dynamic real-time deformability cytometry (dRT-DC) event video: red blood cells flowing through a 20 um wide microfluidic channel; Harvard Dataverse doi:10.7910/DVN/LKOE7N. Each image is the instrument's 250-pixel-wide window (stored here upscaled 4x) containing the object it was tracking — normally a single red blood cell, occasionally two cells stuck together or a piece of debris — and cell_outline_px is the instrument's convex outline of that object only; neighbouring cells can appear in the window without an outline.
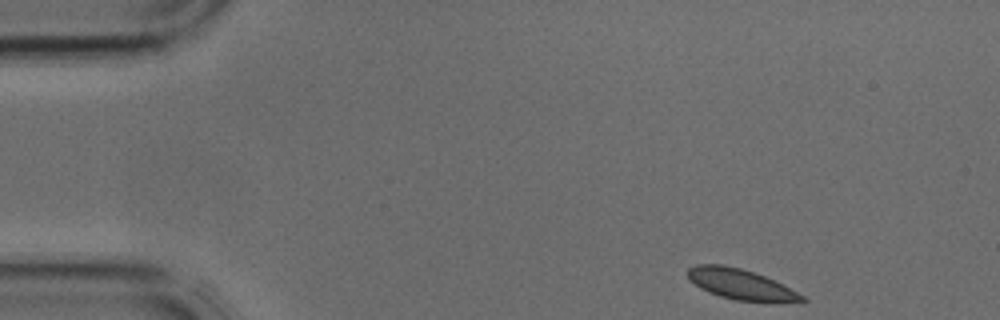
{"species": "common noctule bat (a hibernating species)", "species_latin": "Nyctalus noctula", "temperature_condition": "cold", "stored_images_in_passage": 38, "camera_frame_rate_fps": 3000, "um_per_image_px": 0.085, "animal": {"sex": "male", "body_mass_g": 17.9, "forearm_length_mm": 54.2}, "frame": {"image": 1, "passage_image": 1, "time_ms": 0.0, "image_size_px": [1000, 320], "cell_outline_px": [[808, 300], [736, 300], [720, 296], [708, 292], [700, 288], [688, 280], [688, 268], [696, 264], [724, 264], [740, 268], [764, 276], [804, 296]], "centroid_in_image_um": [62.8, 24.11], "position_along_channel_um": 22.2, "area_um2": 19.42}}
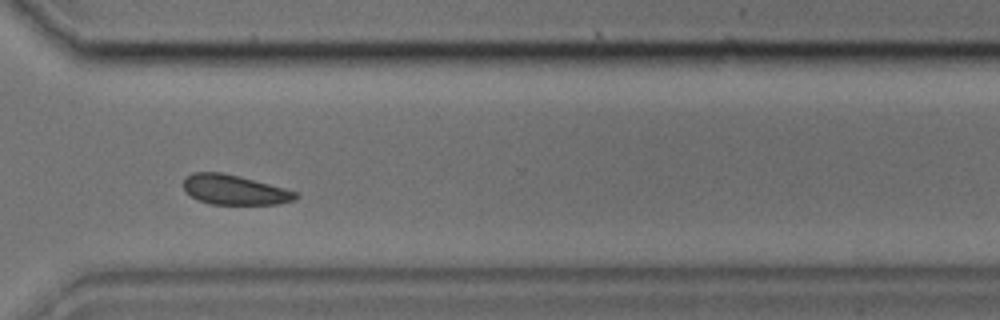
{"frame": {"image": 2, "passage_image": 27, "time_ms": 8.667, "image_size_px": [1000, 320], "cell_outline_px": [[300, 196], [296, 200], [280, 204], [208, 204], [184, 192], [184, 176], [192, 172], [220, 172], [240, 176], [284, 188], [296, 192]], "centroid_in_image_um": [19.93, 16.13], "position_along_channel_um": 350.7, "area_um2": 19.59}}
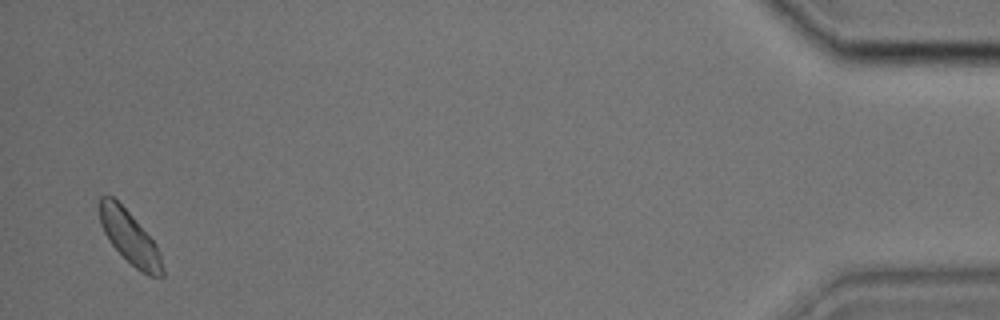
{"frame": {"image": 3, "passage_image": 37, "time_ms": 12.0, "image_size_px": [1000, 320], "cell_outline_px": [[164, 276], [148, 276], [140, 272], [108, 240], [100, 224], [96, 204], [100, 196], [112, 196], [132, 216], [156, 244], [160, 252], [164, 268]], "centroid_in_image_um": [10.99, 20.16], "position_along_channel_um": 424.2, "area_um2": 19.42}}